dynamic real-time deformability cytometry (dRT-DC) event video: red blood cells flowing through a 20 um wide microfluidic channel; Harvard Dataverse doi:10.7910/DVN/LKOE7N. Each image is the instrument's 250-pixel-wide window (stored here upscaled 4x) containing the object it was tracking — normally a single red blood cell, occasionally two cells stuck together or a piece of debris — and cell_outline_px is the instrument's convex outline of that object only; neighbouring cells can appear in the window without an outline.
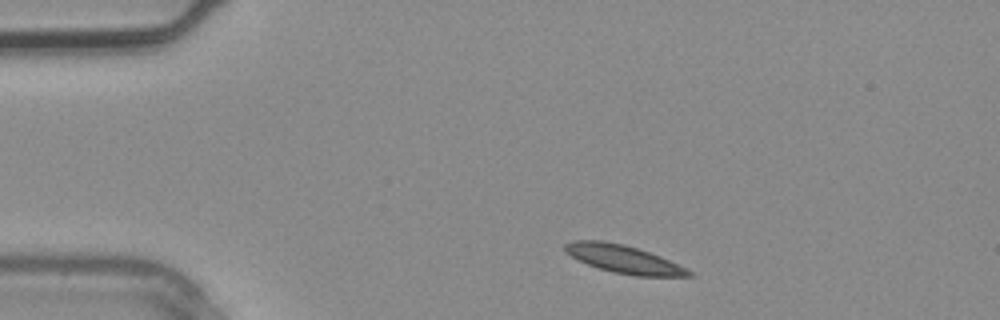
{"species": "common noctule bat (a hibernating species)", "species_latin": "Nyctalus noctula", "temperature_condition": "warm", "stored_images_in_passage": 2, "camera_frame_rate_fps": 3000, "um_per_image_px": 0.085, "animal": {"sex": "male", "body_mass_g": 20.4}, "frame": {"image": 1, "passage_image": 2, "time_ms": 0.333, "image_size_px": [1000, 320], "cell_outline_px": [[696, 276], [636, 276], [612, 272], [588, 264], [572, 256], [564, 248], [564, 244], [572, 240], [600, 240], [624, 244], [660, 256], [688, 268], [696, 272]], "centroid_in_image_um": [53.09, 22.03], "position_along_channel_um": 31.9, "area_um2": 20.11}}